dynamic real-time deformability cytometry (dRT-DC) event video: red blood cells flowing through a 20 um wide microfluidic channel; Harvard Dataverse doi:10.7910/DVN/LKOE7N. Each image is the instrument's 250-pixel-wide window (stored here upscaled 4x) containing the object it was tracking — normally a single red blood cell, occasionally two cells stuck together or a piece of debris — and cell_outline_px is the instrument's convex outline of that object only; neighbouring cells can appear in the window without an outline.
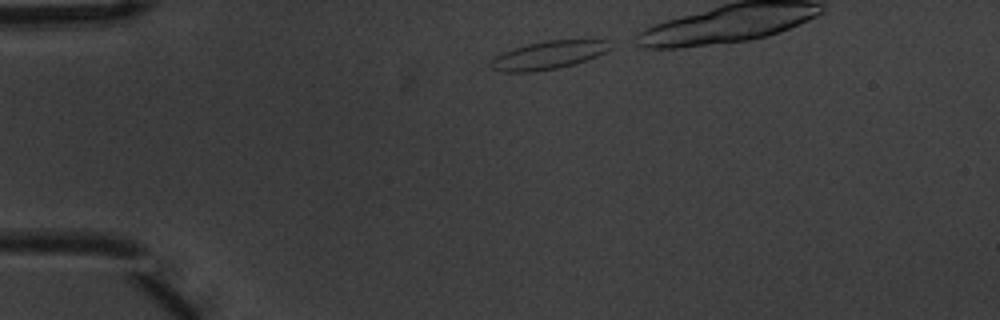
{"species": "common noctule bat (a hibernating species)", "species_latin": "Nyctalus noctula", "temperature_condition": "warm", "stored_images_in_passage": 3, "camera_frame_rate_fps": 3000, "um_per_image_px": 0.085, "animal": {"sex": "male", "body_mass_g": 20.1, "forearm_length_mm": 53.5}, "frame": {"image": 1, "passage_image": 1, "time_ms": 0.0, "image_size_px": [1000, 320], "cell_outline_px": [[612, 48], [596, 56], [572, 64], [556, 68], [532, 72], [500, 72], [492, 68], [488, 64], [496, 56], [504, 52], [528, 44], [548, 40], [608, 40]], "centroid_in_image_um": [46.59, 4.69], "position_along_channel_um": 38.4, "area_um2": 19.19}}